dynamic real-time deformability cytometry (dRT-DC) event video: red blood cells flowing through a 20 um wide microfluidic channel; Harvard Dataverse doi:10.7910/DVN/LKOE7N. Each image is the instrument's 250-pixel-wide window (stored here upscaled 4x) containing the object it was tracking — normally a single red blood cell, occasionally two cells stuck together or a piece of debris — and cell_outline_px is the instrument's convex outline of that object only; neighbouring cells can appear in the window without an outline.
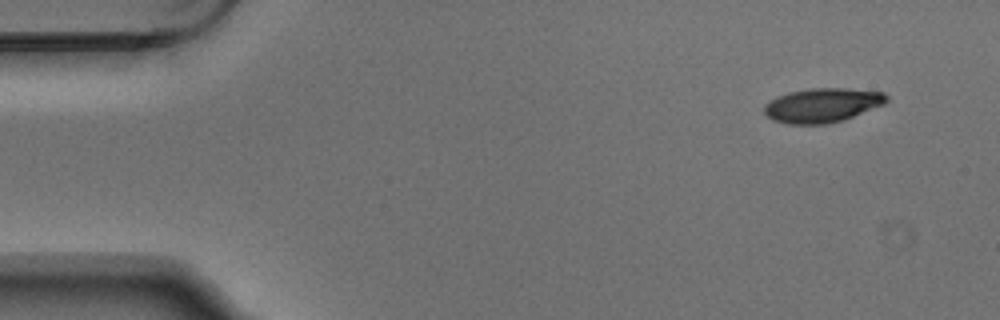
{"species": "Egyptian fruit bat (a non-hibernating species)", "species_latin": "Rousettus aegyptiacus", "temperature_condition": "warm", "stored_images_in_passage": 5, "segment_of_instrument_passage": [1, 2], "camera_frame_rate_fps": 3000, "um_per_image_px": 0.085, "animal": {"sex": "male"}, "frame": {"image": 1, "passage_image": 1, "time_ms": 0.0, "image_size_px": [1000, 320], "cell_outline_px": [[888, 100], [884, 104], [844, 120], [828, 124], [788, 124], [772, 120], [764, 112], [764, 104], [788, 92], [812, 88], [844, 88], [884, 92], [888, 96]], "centroid_in_image_um": [69.91, 8.95], "position_along_channel_um": 15.1, "area_um2": 24.39}}